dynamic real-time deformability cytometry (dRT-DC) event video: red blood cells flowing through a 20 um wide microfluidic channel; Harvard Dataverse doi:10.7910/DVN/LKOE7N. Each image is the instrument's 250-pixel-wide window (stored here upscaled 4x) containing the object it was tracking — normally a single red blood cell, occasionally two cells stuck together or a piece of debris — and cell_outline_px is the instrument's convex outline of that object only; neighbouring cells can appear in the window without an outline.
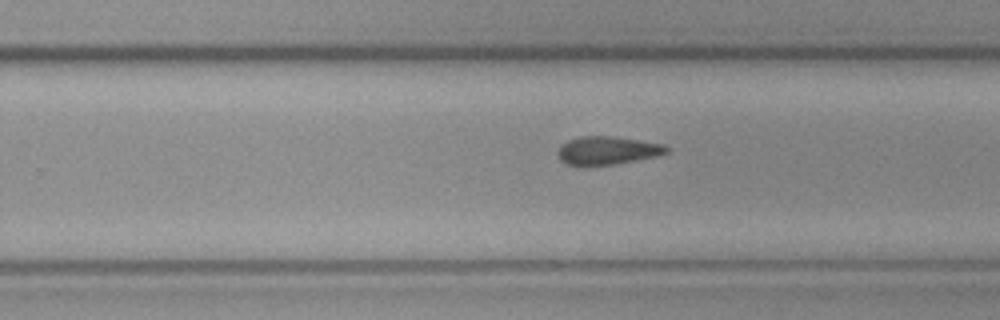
{"species": "common noctule bat (a hibernating species)", "species_latin": "Nyctalus noctula", "temperature_condition": "cold", "stored_images_in_passage": 31, "camera_frame_rate_fps": 3000, "um_per_image_px": 0.085, "animal": {"sex": "female", "body_mass_g": 19.3, "forearm_length_mm": 54.1}, "frame": {"image": 1, "passage_image": 22, "time_ms": 7.0, "image_size_px": [1000, 320], "cell_outline_px": [[668, 152], [656, 156], [612, 164], [568, 164], [560, 160], [556, 152], [560, 144], [568, 140], [580, 136], [608, 136], [664, 144], [668, 148]], "centroid_in_image_um": [51.58, 12.77], "position_along_channel_um": 278.2, "area_um2": 17.4}}